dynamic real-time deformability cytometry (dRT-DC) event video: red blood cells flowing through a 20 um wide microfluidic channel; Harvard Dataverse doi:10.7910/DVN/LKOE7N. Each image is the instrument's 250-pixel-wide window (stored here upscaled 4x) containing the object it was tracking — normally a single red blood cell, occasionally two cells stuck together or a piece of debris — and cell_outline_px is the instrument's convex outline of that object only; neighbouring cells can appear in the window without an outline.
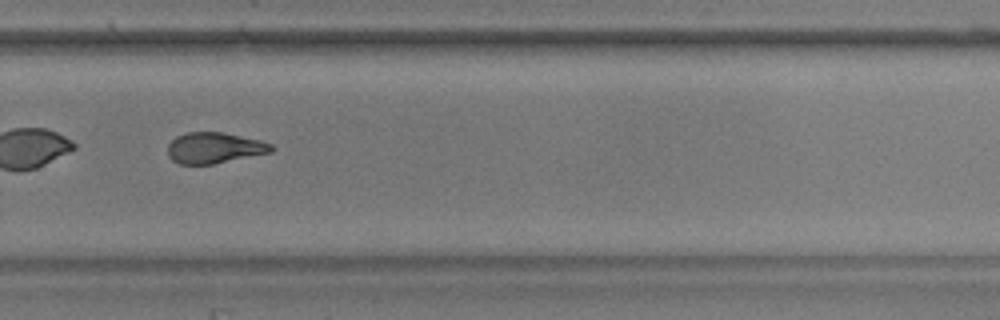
{"species": "common noctule bat (a hibernating species)", "species_latin": "Nyctalus noctula", "temperature_condition": "warm", "stored_images_in_passage": 39, "camera_frame_rate_fps": 3000, "um_per_image_px": 0.085, "animal": {"sex": "male", "body_mass_g": 17.9, "forearm_length_mm": 54.2}, "frame": {"image": 1, "passage_image": 23, "time_ms": 7.333, "image_size_px": [1000, 320], "cell_outline_px": [[276, 148], [272, 152], [212, 164], [180, 164], [172, 160], [168, 156], [168, 144], [176, 136], [188, 132], [224, 132], [260, 140], [272, 144]], "centroid_in_image_um": [18.23, 12.56], "position_along_channel_um": 311.6, "area_um2": 18.73}, "authors_computed_cell_mechanics": {"area_um2": 19.1318, "velocity_mm_per_s": 3.6194, "shape_relaxation_time_tau1_ms": 10.8305, "shape_relaxation_time_tau2_ms": 2.1395, "deformation_change_tau1": 0.3039, "deformation_change_tau2": 0.0993}}